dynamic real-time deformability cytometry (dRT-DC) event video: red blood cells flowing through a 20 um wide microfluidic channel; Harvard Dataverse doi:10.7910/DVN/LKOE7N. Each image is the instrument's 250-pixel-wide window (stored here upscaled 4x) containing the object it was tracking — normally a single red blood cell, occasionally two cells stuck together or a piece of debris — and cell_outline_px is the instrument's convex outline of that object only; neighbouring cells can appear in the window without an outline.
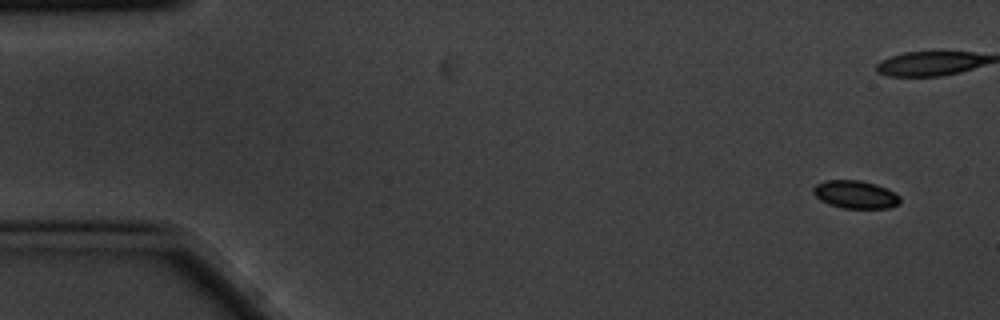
{"species": "common noctule bat (a hibernating species)", "species_latin": "Nyctalus noctula", "temperature_condition": "cold", "stored_images_in_passage": 9, "camera_frame_rate_fps": 3000, "um_per_image_px": 0.085, "animal": {"sex": "male", "body_mass_g": 20.1, "forearm_length_mm": 53.5}, "frame": {"image": 1, "passage_image": 1, "time_ms": 0.0, "image_size_px": [1000, 320], "cell_outline_px": [[900, 204], [888, 208], [840, 208], [828, 204], [820, 200], [812, 192], [812, 188], [816, 184], [824, 180], [860, 180], [876, 184], [900, 196]], "centroid_in_image_um": [72.67, 16.53], "position_along_channel_um": 12.3, "area_um2": 14.16}}